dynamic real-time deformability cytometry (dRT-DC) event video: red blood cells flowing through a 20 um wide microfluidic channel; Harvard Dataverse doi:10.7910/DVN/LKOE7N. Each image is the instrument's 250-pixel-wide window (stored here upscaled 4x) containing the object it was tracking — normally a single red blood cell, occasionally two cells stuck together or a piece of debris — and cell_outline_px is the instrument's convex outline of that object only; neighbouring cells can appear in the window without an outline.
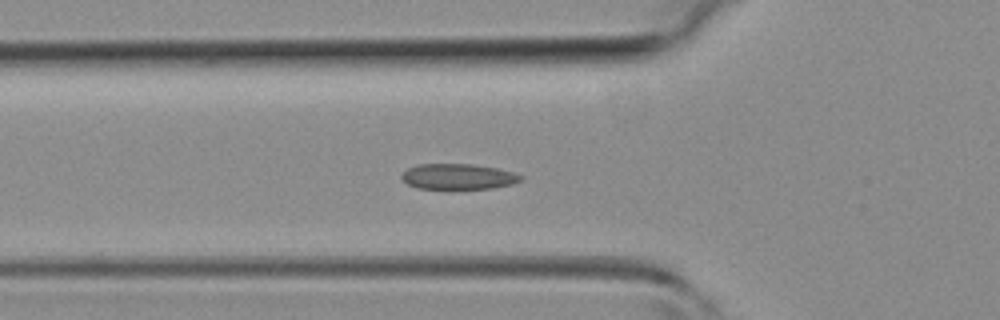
{"species": "common noctule bat (a hibernating species)", "species_latin": "Nyctalus noctula", "temperature_condition": "room temperature", "stored_images_in_passage": 41, "camera_frame_rate_fps": 3000, "um_per_image_px": 0.085, "animal": {"sex": "female", "body_mass_g": 19.3, "forearm_length_mm": 54.1}, "frame": {"image": 1, "passage_image": 15, "time_ms": 4.667, "image_size_px": [1000, 320], "cell_outline_px": [[524, 180], [512, 184], [492, 188], [416, 188], [408, 184], [400, 176], [408, 168], [420, 164], [472, 164], [496, 168], [512, 172], [524, 176]], "centroid_in_image_um": [38.98, 15.0], "position_along_channel_um": 86.8, "area_um2": 17.57}}
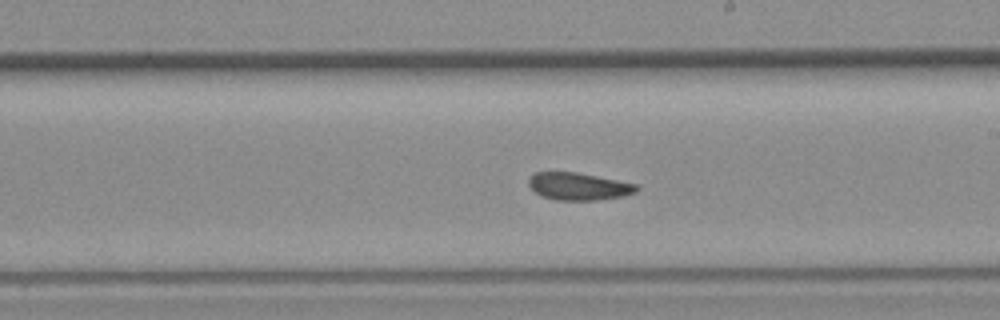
{"frame": {"image": 2, "passage_image": 25, "time_ms": 8.0, "image_size_px": [1000, 320], "cell_outline_px": [[640, 188], [636, 192], [624, 196], [596, 200], [556, 200], [540, 196], [528, 184], [528, 180], [536, 172], [576, 172], [636, 184]], "centroid_in_image_um": [49.18, 15.85], "position_along_channel_um": 239.8, "area_um2": 17.11}}
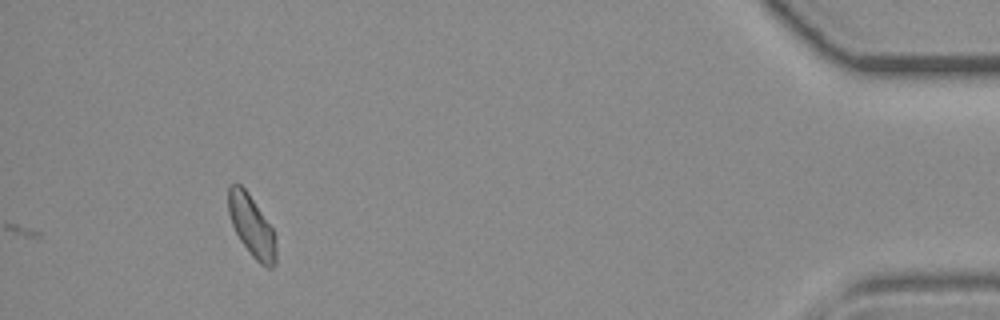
{"frame": {"image": 3, "passage_image": 41, "time_ms": 13.333, "image_size_px": [1000, 320], "cell_outline_px": [[276, 264], [272, 268], [268, 268], [260, 264], [252, 256], [240, 240], [232, 224], [228, 212], [228, 188], [232, 184], [240, 184], [248, 192], [272, 228], [276, 236]], "centroid_in_image_um": [21.41, 19.23], "position_along_channel_um": 413.8, "area_um2": 17.05}}